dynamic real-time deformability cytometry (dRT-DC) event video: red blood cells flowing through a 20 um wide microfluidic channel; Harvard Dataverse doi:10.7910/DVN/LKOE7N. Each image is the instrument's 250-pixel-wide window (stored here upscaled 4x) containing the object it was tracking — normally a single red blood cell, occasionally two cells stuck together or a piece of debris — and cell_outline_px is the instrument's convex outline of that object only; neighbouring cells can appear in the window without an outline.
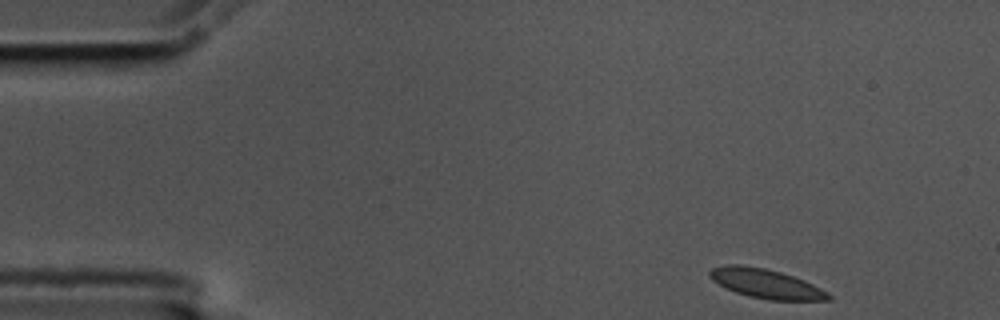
{"species": "common noctule bat (a hibernating species)", "species_latin": "Nyctalus noctula", "temperature_condition": "cold", "stored_images_in_passage": 52, "camera_frame_rate_fps": 3000, "um_per_image_px": 0.085, "animal": {"sex": "male", "body_mass_g": 17.5, "forearm_length_mm": 52.3}, "frame": {"image": 1, "passage_image": 1, "time_ms": 0.0, "image_size_px": [1000, 320], "cell_outline_px": [[832, 300], [768, 300], [736, 292], [724, 288], [712, 280], [708, 276], [708, 272], [712, 268], [728, 264], [740, 264], [764, 268], [780, 272], [804, 280], [828, 292], [832, 296]], "centroid_in_image_um": [65.08, 24.1], "position_along_channel_um": 19.9, "area_um2": 20.23}}
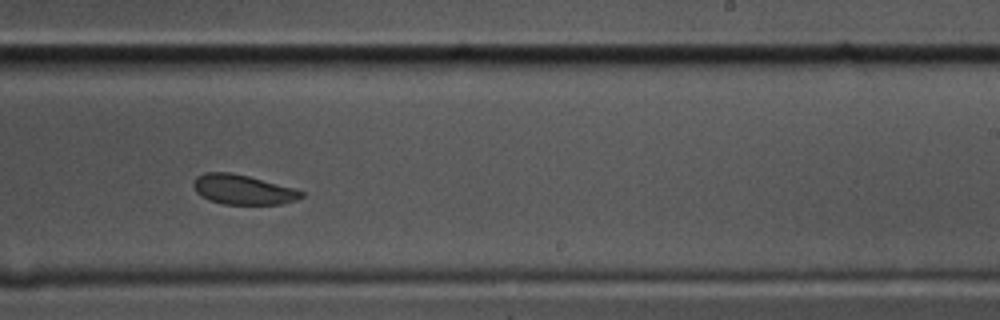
{"frame": {"image": 2, "passage_image": 30, "time_ms": 9.667, "image_size_px": [1000, 320], "cell_outline_px": [[304, 196], [296, 200], [280, 204], [224, 204], [208, 200], [200, 196], [196, 192], [192, 184], [196, 176], [204, 172], [228, 172], [248, 176], [292, 188], [304, 192]], "centroid_in_image_um": [20.59, 16.12], "position_along_channel_um": 268.4, "area_um2": 18.61}}
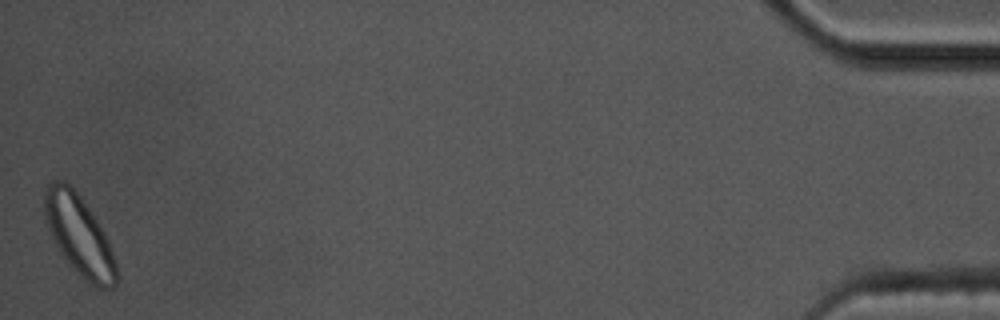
{"frame": {"image": 3, "passage_image": 52, "time_ms": 17.0, "image_size_px": [1000, 320], "cell_outline_px": [[116, 284], [112, 288], [100, 288], [84, 280], [60, 252], [48, 228], [44, 216], [44, 192], [48, 184], [52, 180], [64, 180], [80, 196], [104, 232], [108, 240], [116, 264]], "centroid_in_image_um": [6.71, 19.98], "position_along_channel_um": 428.5, "area_um2": 32.89}, "authors_computed_cell_mechanics": {"area_um2": 20.23, "velocity_mm_per_s": 3.4652, "shape_relaxation_time_tau1_ms": 3.8146, "shape_relaxation_time_tau2_ms": 8.2747, "deformation_change_tau1": 0.078, "deformation_change_tau2": 0.0774}}